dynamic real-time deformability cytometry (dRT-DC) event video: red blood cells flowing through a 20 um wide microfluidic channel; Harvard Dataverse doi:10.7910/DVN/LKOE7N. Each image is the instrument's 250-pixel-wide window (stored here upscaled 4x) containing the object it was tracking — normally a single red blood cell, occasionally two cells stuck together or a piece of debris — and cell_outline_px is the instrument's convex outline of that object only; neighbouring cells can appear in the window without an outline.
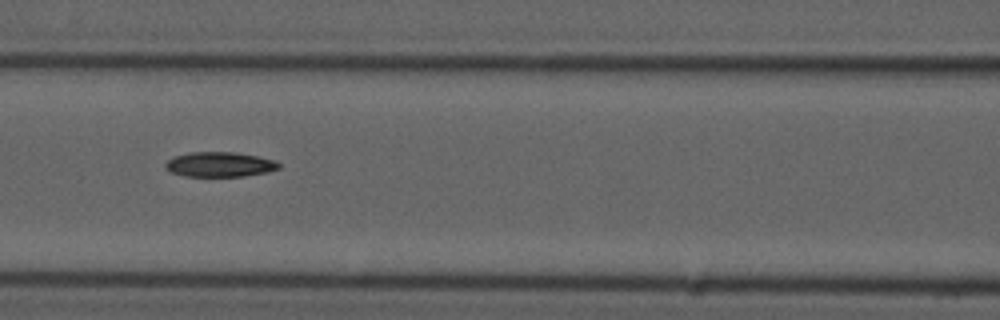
{"species": "common noctule bat (a hibernating species)", "species_latin": "Nyctalus noctula", "temperature_condition": "cold", "stored_images_in_passage": 8, "camera_frame_rate_fps": 3000, "um_per_image_px": 0.085, "animal": {"sex": "male", "forearm_length_mm": 52.5}, "frame": {"image": 1, "passage_image": 6, "time_ms": 6.0, "image_size_px": [1000, 320], "cell_outline_px": [[280, 168], [268, 172], [244, 176], [184, 176], [172, 172], [164, 168], [164, 164], [172, 156], [188, 152], [236, 152], [276, 160], [280, 164]], "centroid_in_image_um": [18.66, 13.97], "position_along_channel_um": 147.9, "area_um2": 16.59}}
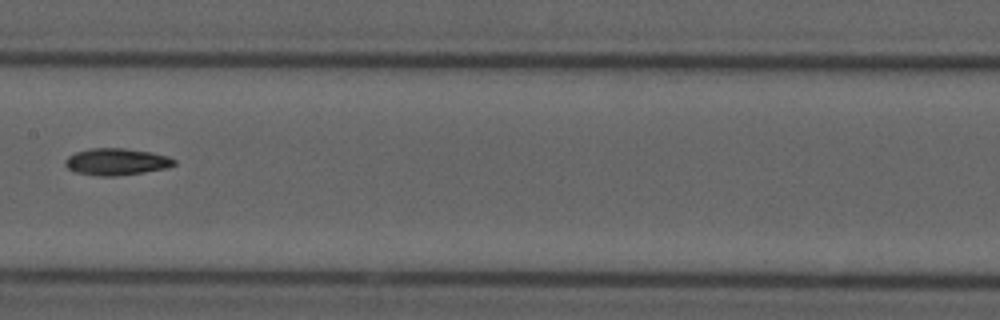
{"frame": {"image": 2, "passage_image": 7, "time_ms": 7.333, "image_size_px": [1000, 320], "cell_outline_px": [[176, 164], [168, 168], [144, 172], [116, 176], [100, 176], [76, 172], [68, 168], [64, 164], [64, 160], [68, 156], [76, 152], [92, 148], [124, 148], [152, 152], [168, 156], [176, 160]], "centroid_in_image_um": [9.92, 13.74], "position_along_channel_um": 197.5, "area_um2": 17.11}}
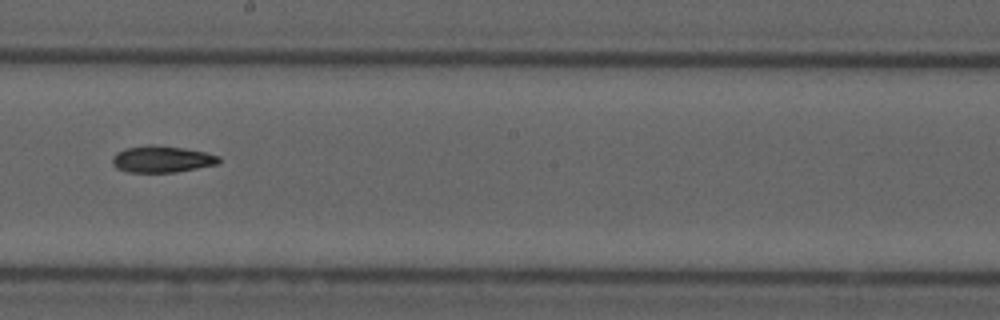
{"frame": {"image": 3, "passage_image": 8, "time_ms": 8.333, "image_size_px": [1000, 320], "cell_outline_px": [[220, 160], [216, 164], [176, 172], [128, 172], [116, 168], [112, 164], [112, 156], [116, 152], [124, 148], [148, 144], [184, 148], [204, 152], [220, 156]], "centroid_in_image_um": [13.7, 13.52], "position_along_channel_um": 234.5, "area_um2": 16.53}}